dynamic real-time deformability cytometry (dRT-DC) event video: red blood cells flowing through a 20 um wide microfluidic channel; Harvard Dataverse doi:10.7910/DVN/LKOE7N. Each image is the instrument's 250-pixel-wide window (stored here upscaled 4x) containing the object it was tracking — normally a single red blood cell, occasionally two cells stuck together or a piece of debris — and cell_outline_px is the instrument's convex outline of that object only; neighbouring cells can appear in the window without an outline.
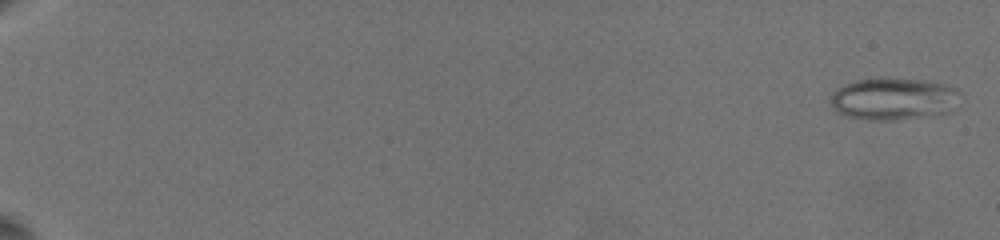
{"species": "common noctule bat (a hibernating species)", "species_latin": "Nyctalus noctula", "temperature_condition": "warm", "stored_images_in_passage": 47, "camera_frame_rate_fps": 3000, "um_per_image_px": 0.085, "animal": {"sex": "female", "body_mass_g": 19.5, "forearm_length_mm": 54.1}, "frame": {"image": 1, "passage_image": 2, "time_ms": 0.333, "image_size_px": [1000, 240], "cell_outline_px": [[960, 92], [956, 108], [948, 112], [928, 116], [892, 120], [868, 120], [848, 116], [836, 112], [832, 108], [832, 92], [836, 88], [844, 84], [856, 80], [888, 76], [924, 80], [944, 84], [956, 88]], "centroid_in_image_um": [75.96, 8.38], "position_along_channel_um": 9.0, "area_um2": 32.43}}
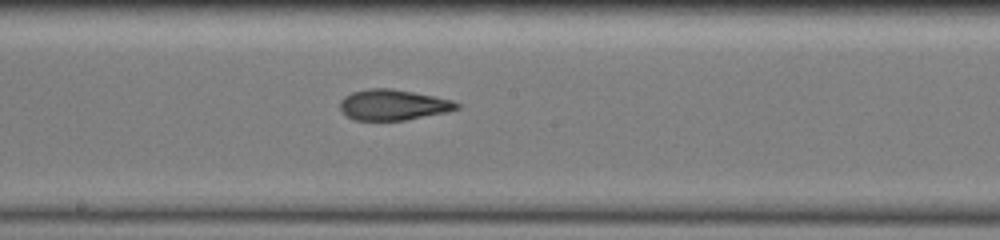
{"frame": {"image": 2, "passage_image": 36, "time_ms": 12.667, "image_size_px": [1000, 240], "cell_outline_px": [[460, 108], [444, 112], [404, 120], [356, 120], [348, 116], [340, 108], [340, 100], [344, 96], [352, 92], [368, 88], [392, 88], [452, 100], [460, 104]], "centroid_in_image_um": [33.39, 8.9], "position_along_channel_um": 214.8, "area_um2": 20.58}}
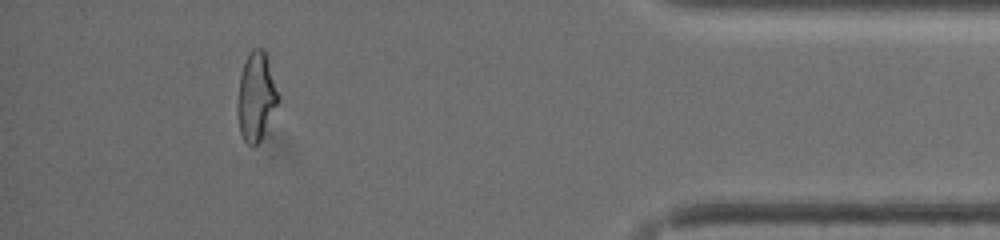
{"frame": {"image": 3, "passage_image": 46, "time_ms": 19.333, "image_size_px": [1000, 240], "cell_outline_px": [[280, 100], [260, 140], [252, 148], [244, 140], [240, 132], [236, 108], [236, 104], [240, 76], [244, 60], [248, 52], [252, 48], [264, 48]], "centroid_in_image_um": [21.74, 8.2], "position_along_channel_um": 413.5, "area_um2": 21.04}, "authors_computed_cell_mechanics": {"area_um2": 23.0622, "velocity_mm_per_s": 3.5596, "shape_relaxation_time_tau1_ms": null, "shape_relaxation_time_tau2_ms": 2.1279, "deformation_change_tau1": null, "deformation_change_tau2": 0.0974}}